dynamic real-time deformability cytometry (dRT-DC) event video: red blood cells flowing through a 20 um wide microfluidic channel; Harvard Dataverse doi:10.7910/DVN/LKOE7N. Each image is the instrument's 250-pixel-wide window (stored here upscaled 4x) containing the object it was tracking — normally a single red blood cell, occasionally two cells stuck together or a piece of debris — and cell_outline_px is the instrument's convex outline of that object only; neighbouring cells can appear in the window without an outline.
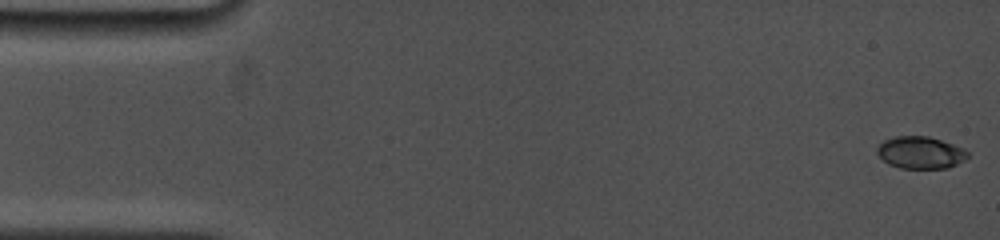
{"species": "common noctule bat (a hibernating species)", "species_latin": "Nyctalus noctula", "temperature_condition": "cold", "stored_images_in_passage": 6, "camera_frame_rate_fps": 5000, "um_per_image_px": 0.085, "animal": {"sex": "female", "body_mass_g": 19.0, "forearm_length_mm": 53.3}, "frame": {"image": 1, "passage_image": 1, "time_ms": 0.0, "image_size_px": [1000, 240], "cell_outline_px": [[968, 156], [964, 160], [948, 168], [900, 168], [888, 164], [876, 152], [876, 148], [884, 140], [896, 136], [928, 136], [964, 148], [968, 152]], "centroid_in_image_um": [78.23, 12.97], "position_along_channel_um": 6.8, "area_um2": 16.88}}